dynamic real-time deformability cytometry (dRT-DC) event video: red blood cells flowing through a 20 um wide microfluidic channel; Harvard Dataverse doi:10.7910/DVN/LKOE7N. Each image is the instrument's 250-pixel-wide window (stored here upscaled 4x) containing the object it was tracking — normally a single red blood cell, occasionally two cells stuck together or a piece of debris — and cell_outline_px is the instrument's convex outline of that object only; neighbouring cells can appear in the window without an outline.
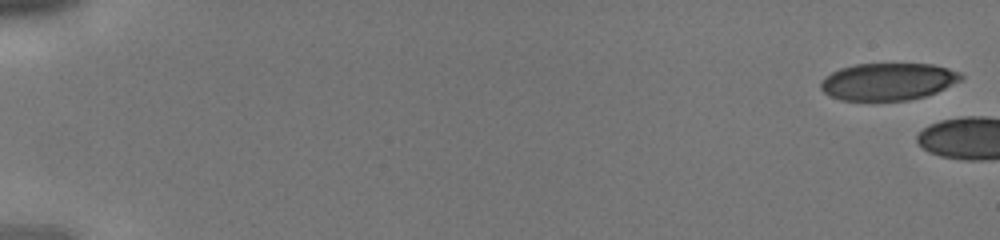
{"species": "human", "species_latin": "Homo sapiens", "temperature_condition": "cold", "stored_images_in_passage": 4, "camera_frame_rate_fps": 3000, "um_per_image_px": 0.085, "donor": {"sex": "male"}, "frame": {"image": 1, "passage_image": 1, "time_ms": 0.0, "image_size_px": [1000, 240], "cell_outline_px": [[964, 76], [960, 80], [936, 92], [924, 96], [908, 100], [840, 100], [828, 96], [820, 88], [820, 80], [824, 76], [840, 68], [856, 64], [932, 64], [948, 68], [960, 72]], "centroid_in_image_um": [75.44, 6.93], "position_along_channel_um": 9.6, "area_um2": 30.4}}